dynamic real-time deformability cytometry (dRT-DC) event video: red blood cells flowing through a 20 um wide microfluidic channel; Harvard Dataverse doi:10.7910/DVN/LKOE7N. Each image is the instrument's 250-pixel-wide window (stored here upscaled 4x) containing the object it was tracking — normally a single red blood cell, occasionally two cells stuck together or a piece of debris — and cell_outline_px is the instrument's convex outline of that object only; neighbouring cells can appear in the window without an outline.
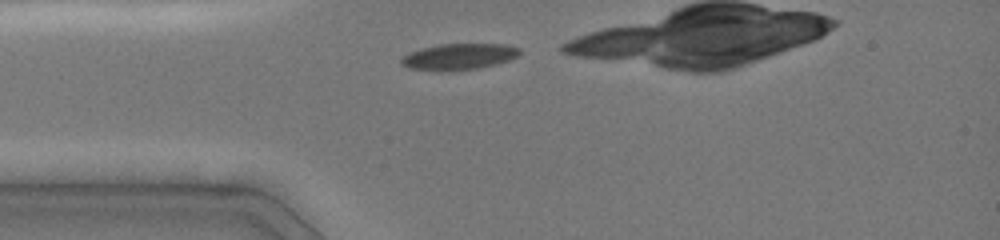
{"species": "common noctule bat (a hibernating species)", "species_latin": "Nyctalus noctula", "temperature_condition": "cold", "stored_images_in_passage": 10, "camera_frame_rate_fps": 3000, "um_per_image_px": 0.085, "animal": {"sex": "female", "body_mass_g": 19.0, "forearm_length_mm": 51.5}, "frame": {"image": 1, "passage_image": 1, "time_ms": 0.0, "image_size_px": [1000, 240], "cell_outline_px": [[520, 52], [516, 56], [508, 60], [496, 64], [480, 68], [440, 72], [408, 68], [400, 64], [400, 60], [408, 52], [420, 48], [440, 44], [504, 44], [520, 48]], "centroid_in_image_um": [38.94, 4.82], "position_along_channel_um": 46.1, "area_um2": 18.26}}